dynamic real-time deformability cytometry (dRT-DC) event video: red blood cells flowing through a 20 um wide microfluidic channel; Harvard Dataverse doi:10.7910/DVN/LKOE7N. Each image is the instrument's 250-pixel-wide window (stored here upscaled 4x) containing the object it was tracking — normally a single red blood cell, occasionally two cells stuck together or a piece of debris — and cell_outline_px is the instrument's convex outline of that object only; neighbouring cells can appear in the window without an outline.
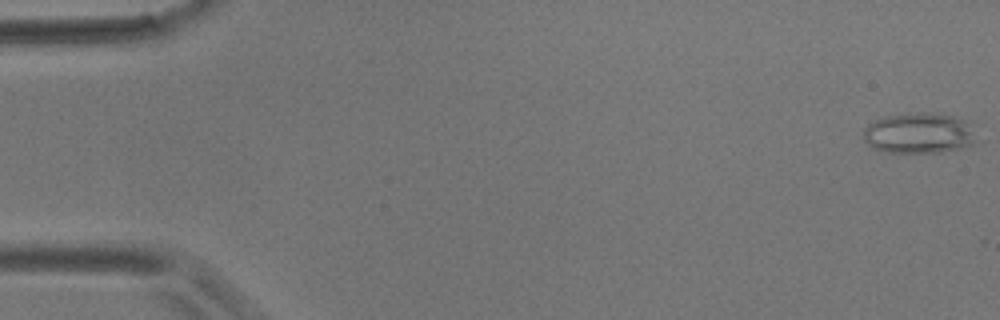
{"species": "common noctule bat (a hibernating species)", "species_latin": "Nyctalus noctula", "temperature_condition": "room temperature", "stored_images_in_passage": 5, "camera_frame_rate_fps": 3000, "um_per_image_px": 0.085, "animal": {"sex": "male", "body_mass_g": 17.9}, "frame": {"image": 1, "passage_image": 1, "time_ms": 0.0, "image_size_px": [1000, 320], "cell_outline_px": [[976, 144], [960, 148], [940, 152], [888, 152], [872, 148], [864, 140], [864, 128], [868, 124], [884, 116], [924, 112], [952, 116], [964, 120], [976, 140]], "centroid_in_image_um": [78.07, 11.33], "position_along_channel_um": 6.9, "area_um2": 26.3}}